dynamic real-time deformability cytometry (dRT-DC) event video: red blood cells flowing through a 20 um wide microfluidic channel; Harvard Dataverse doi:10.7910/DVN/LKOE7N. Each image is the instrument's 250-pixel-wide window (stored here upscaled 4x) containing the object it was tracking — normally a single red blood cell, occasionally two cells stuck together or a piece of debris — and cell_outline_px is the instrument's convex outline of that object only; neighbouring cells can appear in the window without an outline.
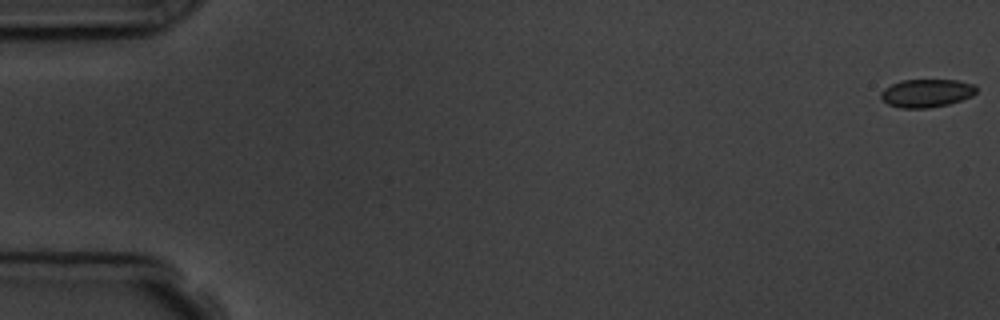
{"species": "common noctule bat (a hibernating species)", "species_latin": "Nyctalus noctula", "temperature_condition": "room temperature", "stored_images_in_passage": 8, "camera_frame_rate_fps": 3000, "um_per_image_px": 0.085, "animal": {"sex": "male", "body_mass_g": 19.5, "forearm_length_mm": 54.6}, "frame": {"image": 1, "passage_image": 1, "time_ms": 0.0, "image_size_px": [1000, 320], "cell_outline_px": [[976, 92], [972, 96], [948, 104], [928, 108], [900, 108], [888, 104], [880, 96], [880, 92], [884, 88], [900, 80], [956, 80], [976, 84]], "centroid_in_image_um": [78.75, 7.91], "position_along_channel_um": 6.2, "area_um2": 15.66}}
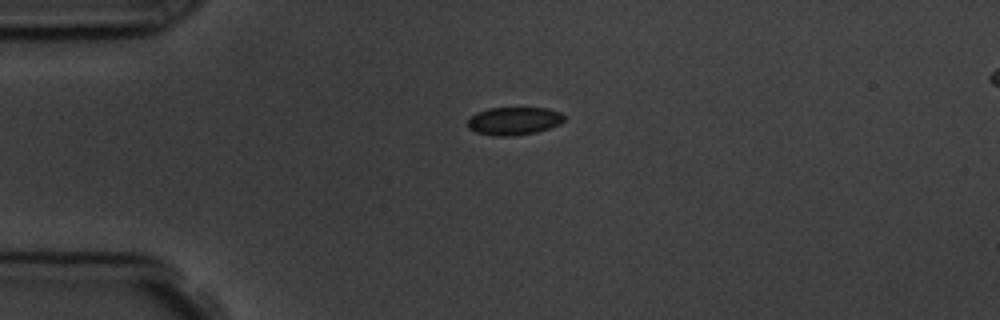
{"frame": {"image": 2, "passage_image": 5, "time_ms": 4.333, "image_size_px": [1000, 320], "cell_outline_px": [[564, 120], [560, 124], [536, 132], [512, 136], [492, 136], [476, 132], [468, 128], [468, 120], [476, 112], [488, 108], [548, 108], [560, 112], [564, 116]], "centroid_in_image_um": [43.67, 10.28], "position_along_channel_um": 41.3, "area_um2": 15.72}}